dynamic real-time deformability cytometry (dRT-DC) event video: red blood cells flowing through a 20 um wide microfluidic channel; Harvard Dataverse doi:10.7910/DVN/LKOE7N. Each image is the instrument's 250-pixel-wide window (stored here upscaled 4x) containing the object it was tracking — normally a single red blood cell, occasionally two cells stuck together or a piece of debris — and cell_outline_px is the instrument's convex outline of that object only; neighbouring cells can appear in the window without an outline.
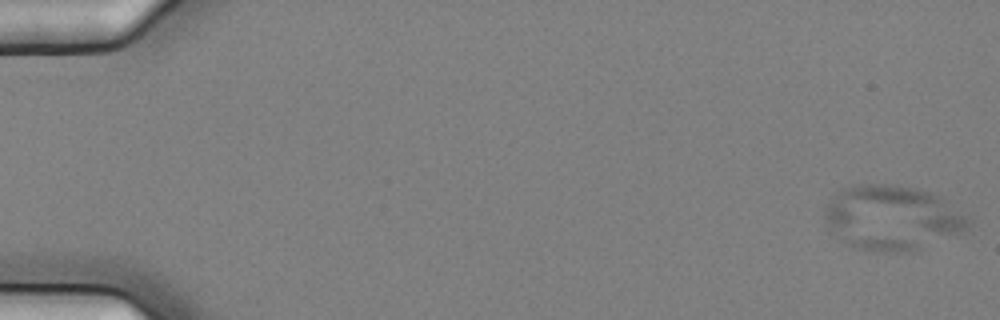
{"species": "common noctule bat (a hibernating species)", "species_latin": "Nyctalus noctula", "temperature_condition": "cold", "stored_images_in_passage": 3, "camera_frame_rate_fps": 3000, "um_per_image_px": 0.085, "animal": {"sex": "female", "body_mass_g": 25.1}, "frame": {"image": 1, "passage_image": 1, "time_ms": 0.0, "image_size_px": [1000, 320], "cell_outline_px": [[972, 220], [968, 228], [960, 232], [920, 248], [908, 252], [884, 252], [860, 248], [844, 240], [824, 220], [824, 204], [840, 188], [856, 184], [896, 184], [916, 188], [928, 192], [944, 200]], "centroid_in_image_um": [75.8, 18.47], "position_along_channel_um": 9.2, "area_um2": 53.47}}